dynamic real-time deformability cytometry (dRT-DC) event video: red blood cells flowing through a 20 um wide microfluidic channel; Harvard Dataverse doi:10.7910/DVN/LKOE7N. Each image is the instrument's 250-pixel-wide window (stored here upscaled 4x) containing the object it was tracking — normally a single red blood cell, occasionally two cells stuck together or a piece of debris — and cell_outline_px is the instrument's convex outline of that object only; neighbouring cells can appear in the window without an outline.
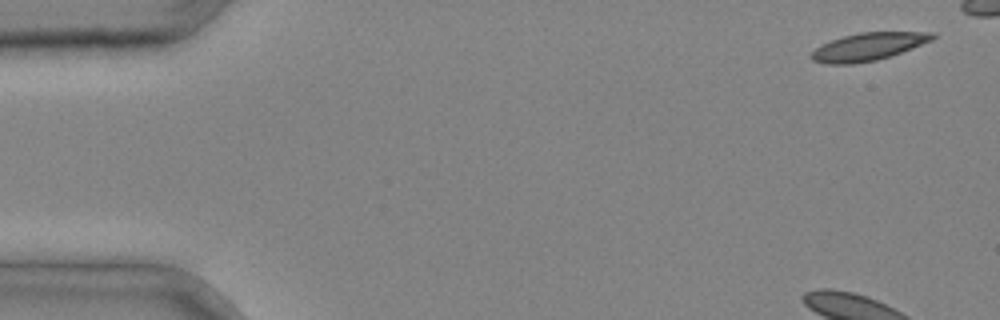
{"species": "common noctule bat (a hibernating species)", "species_latin": "Nyctalus noctula", "temperature_condition": "cold", "stored_images_in_passage": 5, "camera_frame_rate_fps": 3000, "um_per_image_px": 0.085, "animal": {"sex": "male", "body_mass_g": 20.4}, "frame": {"image": 1, "passage_image": 1, "time_ms": 0.0, "image_size_px": [1000, 320], "cell_outline_px": [[936, 36], [932, 40], [912, 48], [876, 60], [852, 64], [824, 64], [812, 60], [808, 56], [820, 44], [844, 36], [860, 32], [936, 32]], "centroid_in_image_um": [73.76, 3.97], "position_along_channel_um": 11.2, "area_um2": 19.48}}